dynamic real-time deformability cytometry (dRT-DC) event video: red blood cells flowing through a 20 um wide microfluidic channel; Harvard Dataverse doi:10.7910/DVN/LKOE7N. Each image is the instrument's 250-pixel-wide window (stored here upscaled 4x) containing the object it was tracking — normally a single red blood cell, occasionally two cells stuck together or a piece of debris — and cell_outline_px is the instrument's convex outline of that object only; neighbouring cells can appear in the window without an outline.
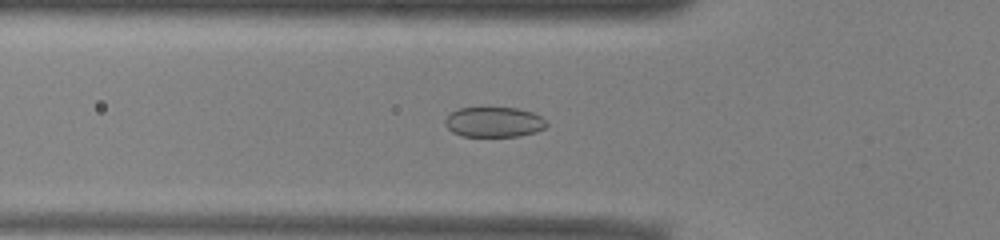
{"species": "common noctule bat (a hibernating species)", "species_latin": "Nyctalus noctula", "temperature_condition": "warm", "stored_images_in_passage": 44, "camera_frame_rate_fps": 3000, "um_per_image_px": 0.085, "animal": {"sex": "male", "body_mass_g": 13.0, "forearm_length_mm": 53.1}, "frame": {"image": 1, "passage_image": 10, "time_ms": 3.0, "image_size_px": [1000, 240], "cell_outline_px": [[548, 124], [544, 128], [536, 132], [520, 136], [464, 136], [452, 132], [444, 124], [444, 120], [452, 112], [460, 108], [516, 108], [532, 112], [540, 116]], "centroid_in_image_um": [41.99, 10.38], "position_along_channel_um": 83.8, "area_um2": 17.69}}
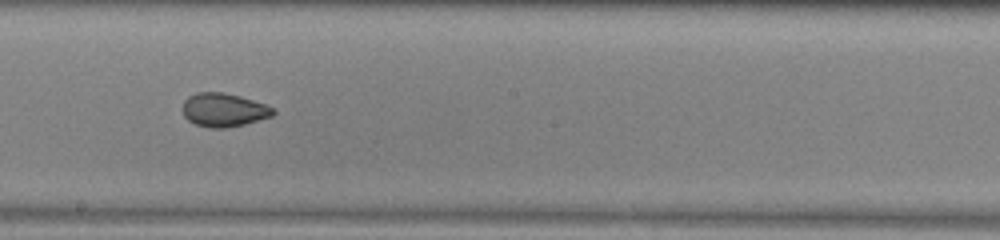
{"frame": {"image": 2, "passage_image": 21, "time_ms": 6.667, "image_size_px": [1000, 240], "cell_outline_px": [[276, 112], [272, 116], [244, 124], [224, 128], [208, 128], [196, 124], [188, 120], [184, 116], [180, 108], [184, 100], [188, 96], [196, 92], [224, 92], [240, 96], [264, 104], [272, 108]], "centroid_in_image_um": [18.95, 9.34], "position_along_channel_um": 229.2, "area_um2": 17.8}}
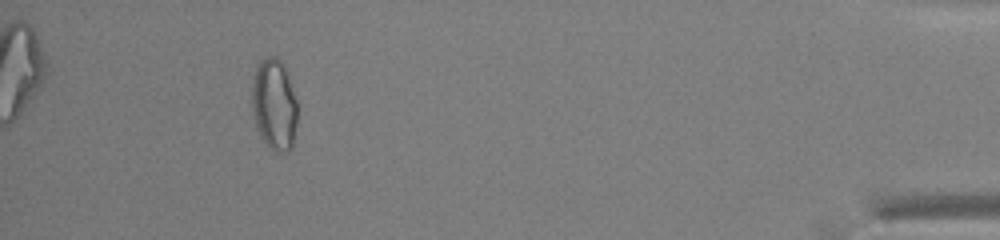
{"frame": {"image": 3, "passage_image": 40, "time_ms": 13.0, "image_size_px": [1000, 240], "cell_outline_px": [[296, 124], [292, 148], [288, 152], [280, 152], [268, 148], [256, 124], [252, 108], [252, 84], [256, 64], [260, 60], [268, 56], [276, 56], [284, 64], [296, 100]], "centroid_in_image_um": [23.3, 8.86], "position_along_channel_um": 411.9, "area_um2": 24.1}, "authors_computed_cell_mechanics": {"area_um2": 19.4497, "velocity_mm_per_s": 3.9591, "shape_relaxation_time_tau1_ms": null, "shape_relaxation_time_tau2_ms": 1.9436, "deformation_change_tau1": null, "deformation_change_tau2": 0.0618}}